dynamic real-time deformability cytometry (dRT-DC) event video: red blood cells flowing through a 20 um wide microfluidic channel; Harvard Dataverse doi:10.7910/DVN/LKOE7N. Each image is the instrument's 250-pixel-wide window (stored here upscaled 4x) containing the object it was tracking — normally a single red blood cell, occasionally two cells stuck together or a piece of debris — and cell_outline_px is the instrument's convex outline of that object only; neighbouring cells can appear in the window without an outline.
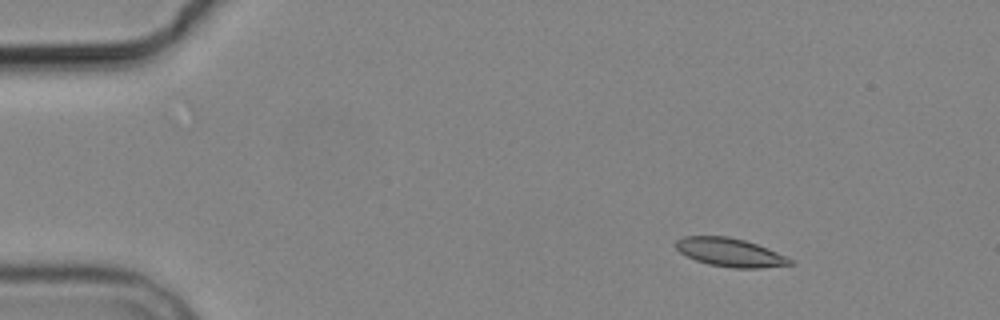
{"species": "common noctule bat (a hibernating species)", "species_latin": "Nyctalus noctula", "temperature_condition": "cold", "stored_images_in_passage": 10, "camera_frame_rate_fps": 3000, "um_per_image_px": 0.085, "animal": {"sex": "male", "body_mass_g": 19.2, "forearm_length_mm": 51.8}, "frame": {"image": 1, "passage_image": 3, "time_ms": 2.333, "image_size_px": [1000, 320], "cell_outline_px": [[792, 264], [760, 268], [732, 268], [708, 264], [696, 260], [680, 252], [676, 248], [676, 240], [684, 236], [728, 236], [744, 240], [756, 244], [776, 252], [792, 260]], "centroid_in_image_um": [62.02, 21.45], "position_along_channel_um": 23.0, "area_um2": 18.67}}
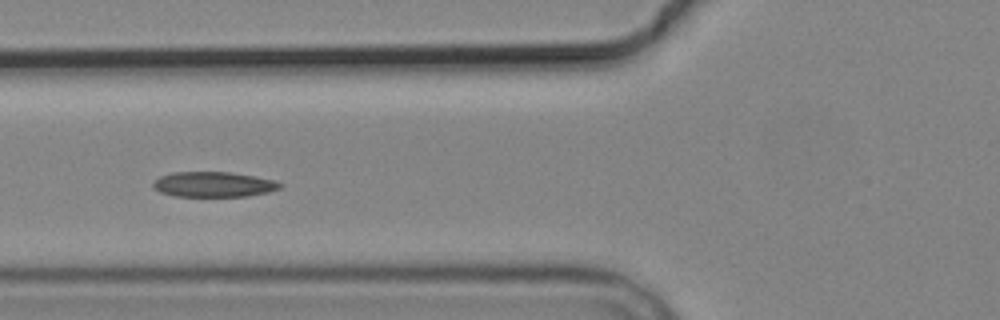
{"frame": {"image": 2, "passage_image": 7, "time_ms": 7.0, "image_size_px": [1000, 320], "cell_outline_px": [[284, 184], [280, 188], [268, 192], [248, 196], [176, 196], [160, 192], [152, 188], [152, 184], [160, 176], [172, 172], [228, 172], [276, 180]], "centroid_in_image_um": [18.15, 15.67], "position_along_channel_um": 107.6, "area_um2": 18.61}}
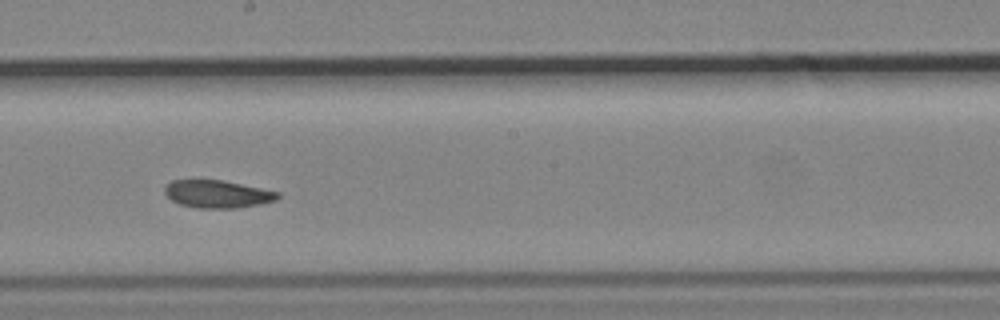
{"frame": {"image": 3, "passage_image": 10, "time_ms": 10.333, "image_size_px": [1000, 320], "cell_outline_px": [[280, 196], [276, 200], [260, 204], [236, 208], [196, 208], [180, 204], [172, 200], [164, 192], [164, 188], [172, 180], [220, 180], [280, 192]], "centroid_in_image_um": [18.48, 16.5], "position_along_channel_um": 229.7, "area_um2": 18.03}}